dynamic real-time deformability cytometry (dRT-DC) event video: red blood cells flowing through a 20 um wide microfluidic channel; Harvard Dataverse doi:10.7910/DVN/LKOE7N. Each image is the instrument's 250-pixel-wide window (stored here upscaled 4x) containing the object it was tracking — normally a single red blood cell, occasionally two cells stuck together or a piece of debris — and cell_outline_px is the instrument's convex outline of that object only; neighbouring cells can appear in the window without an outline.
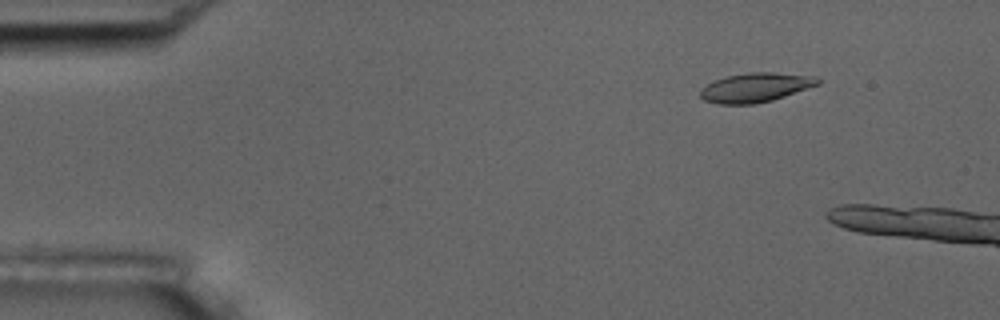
{"species": "common noctule bat (a hibernating species)", "species_latin": "Nyctalus noctula", "temperature_condition": "room temperature", "stored_images_in_passage": 12, "camera_frame_rate_fps": 3000, "um_per_image_px": 0.085, "animal": {"sex": "male", "body_mass_g": 17.5, "forearm_length_mm": 52.3}, "frame": {"image": 1, "passage_image": 7, "time_ms": 2.0, "image_size_px": [1000, 320], "cell_outline_px": [[820, 84], [772, 100], [756, 104], [720, 104], [704, 100], [700, 96], [700, 92], [708, 84], [716, 80], [728, 76], [748, 72], [772, 72], [816, 76], [820, 80]], "centroid_in_image_um": [64.25, 7.43], "position_along_channel_um": 20.7, "area_um2": 19.83}}